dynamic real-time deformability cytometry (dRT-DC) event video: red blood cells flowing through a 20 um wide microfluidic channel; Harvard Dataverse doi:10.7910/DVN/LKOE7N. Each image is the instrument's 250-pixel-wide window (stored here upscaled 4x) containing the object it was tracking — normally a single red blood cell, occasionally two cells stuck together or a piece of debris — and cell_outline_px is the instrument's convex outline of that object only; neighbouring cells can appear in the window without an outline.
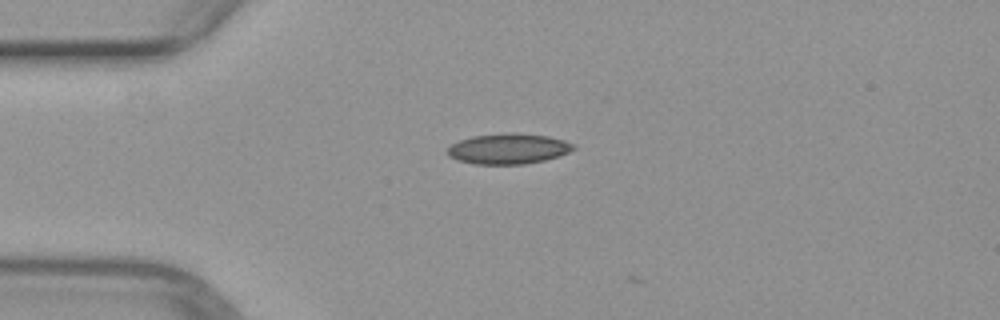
{"species": "common noctule bat (a hibernating species)", "species_latin": "Nyctalus noctula", "temperature_condition": "warm", "stored_images_in_passage": 2, "camera_frame_rate_fps": 3000, "um_per_image_px": 0.085, "animal": {"sex": "female", "body_mass_g": 29.2, "forearm_length_mm": 56.3}, "frame": {"image": 1, "passage_image": 1, "time_ms": 0.0, "image_size_px": [1000, 320], "cell_outline_px": [[576, 148], [560, 156], [544, 160], [524, 164], [472, 164], [456, 160], [448, 156], [448, 148], [452, 144], [460, 140], [472, 136], [508, 132], [516, 132], [548, 136], [564, 140], [576, 144]], "centroid_in_image_um": [43.22, 12.64], "position_along_channel_um": 41.8, "area_um2": 22.6}}